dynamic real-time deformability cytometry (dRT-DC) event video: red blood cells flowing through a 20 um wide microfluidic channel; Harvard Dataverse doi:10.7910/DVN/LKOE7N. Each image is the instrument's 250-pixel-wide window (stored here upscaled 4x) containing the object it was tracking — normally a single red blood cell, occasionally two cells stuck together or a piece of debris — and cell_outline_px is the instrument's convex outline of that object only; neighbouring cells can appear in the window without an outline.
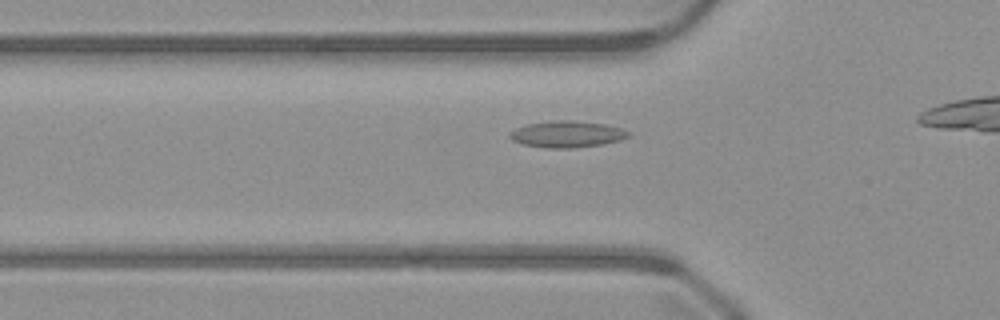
{"species": "common noctule bat (a hibernating species)", "species_latin": "Nyctalus noctula", "temperature_condition": "warm", "stored_images_in_passage": 35, "camera_frame_rate_fps": 3000, "um_per_image_px": 0.085, "animal": {"sex": "male", "body_mass_g": 23.1, "forearm_length_mm": 52.7}, "frame": {"image": 1, "passage_image": 11, "time_ms": 3.333, "image_size_px": [1000, 320], "cell_outline_px": [[632, 136], [620, 140], [600, 144], [572, 148], [544, 148], [524, 144], [512, 140], [508, 136], [516, 128], [528, 124], [552, 120], [572, 120], [604, 124], [620, 128], [632, 132]], "centroid_in_image_um": [48.22, 11.4], "position_along_channel_um": 77.6, "area_um2": 18.26}}
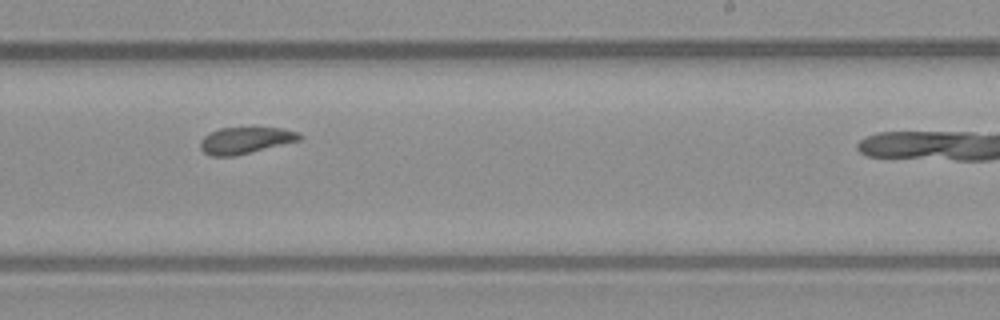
{"frame": {"image": 2, "passage_image": 25, "time_ms": 8.0, "image_size_px": [1000, 320], "cell_outline_px": [[300, 140], [236, 156], [212, 156], [204, 152], [200, 148], [200, 140], [208, 132], [220, 128], [252, 124], [280, 128], [300, 132]], "centroid_in_image_um": [20.85, 11.87], "position_along_channel_um": 268.2, "area_um2": 16.18}}
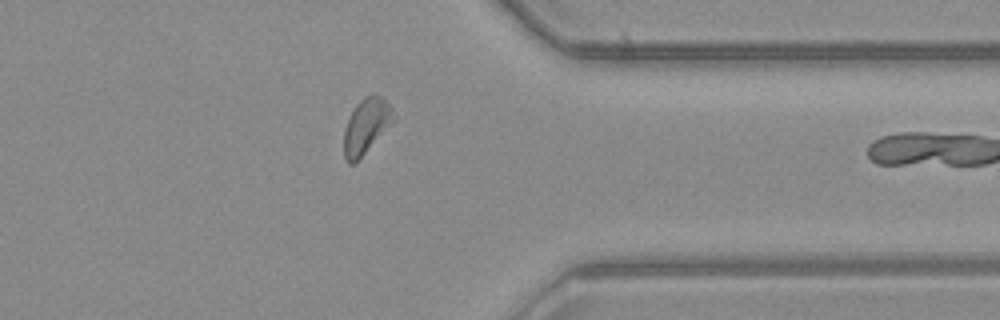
{"frame": {"image": 3, "passage_image": 34, "time_ms": 11.0, "image_size_px": [1000, 320], "cell_outline_px": [[396, 120], [352, 164], [348, 164], [344, 156], [344, 128], [356, 104], [364, 96], [376, 92], [392, 108], [396, 116]], "centroid_in_image_um": [31.14, 10.66], "position_along_channel_um": 380.3, "area_um2": 15.72}}